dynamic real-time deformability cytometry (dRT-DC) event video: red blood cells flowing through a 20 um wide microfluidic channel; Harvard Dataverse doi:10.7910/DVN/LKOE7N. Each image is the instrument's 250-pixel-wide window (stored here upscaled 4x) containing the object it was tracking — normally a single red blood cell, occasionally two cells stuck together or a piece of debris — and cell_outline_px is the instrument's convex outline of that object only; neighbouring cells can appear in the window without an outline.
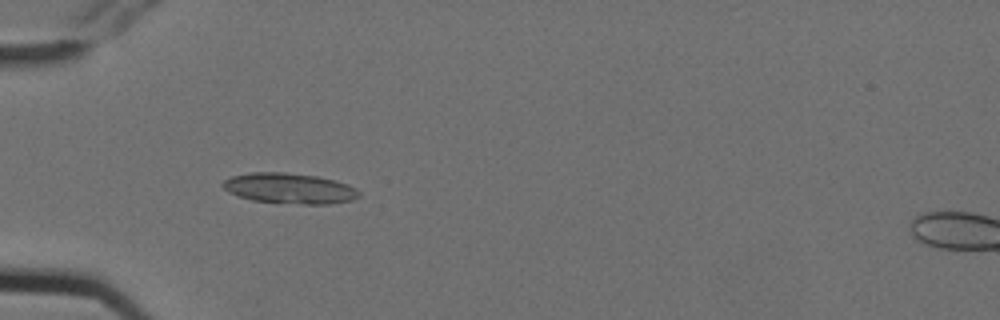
{"species": "Egyptian fruit bat (a non-hibernating species)", "species_latin": "Rousettus aegyptiacus", "temperature_condition": "cold", "stored_images_in_passage": 7, "camera_frame_rate_fps": 3000, "um_per_image_px": 0.085, "animal": {"sex": "female"}, "frame": {"image": 1, "passage_image": 5, "time_ms": 1.333, "image_size_px": [1000, 320], "cell_outline_px": [[360, 196], [352, 200], [332, 204], [304, 204], [252, 200], [228, 192], [220, 184], [224, 180], [232, 176], [252, 172], [284, 172], [316, 176], [336, 180], [348, 184], [356, 188], [360, 192]], "centroid_in_image_um": [24.63, 16.0], "position_along_channel_um": 60.4, "area_um2": 24.22}}
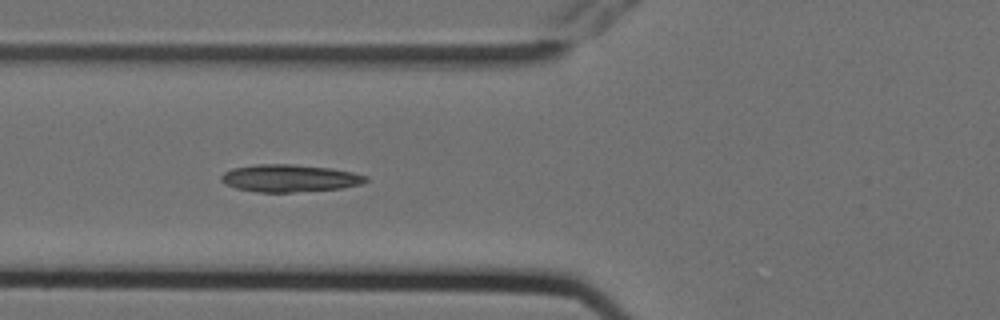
{"frame": {"image": 2, "passage_image": 6, "time_ms": 1.667, "image_size_px": [1000, 320], "cell_outline_px": [[368, 180], [360, 184], [340, 188], [292, 192], [256, 192], [236, 188], [224, 184], [220, 180], [220, 176], [224, 172], [232, 168], [256, 164], [292, 164], [332, 168], [352, 172], [368, 176]], "centroid_in_image_um": [24.58, 15.14], "position_along_channel_um": 101.2, "area_um2": 23.12}}
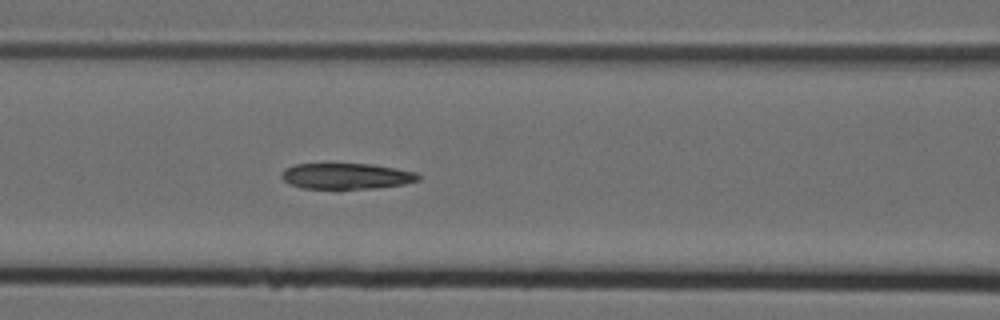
{"frame": {"image": 3, "passage_image": 7, "time_ms": 2.0, "image_size_px": [1000, 320], "cell_outline_px": [[420, 180], [404, 184], [372, 188], [304, 188], [292, 184], [284, 180], [280, 176], [284, 168], [296, 164], [372, 164], [396, 168], [416, 172], [420, 176]], "centroid_in_image_um": [29.46, 14.96], "position_along_channel_um": 137.1, "area_um2": 20.4}}